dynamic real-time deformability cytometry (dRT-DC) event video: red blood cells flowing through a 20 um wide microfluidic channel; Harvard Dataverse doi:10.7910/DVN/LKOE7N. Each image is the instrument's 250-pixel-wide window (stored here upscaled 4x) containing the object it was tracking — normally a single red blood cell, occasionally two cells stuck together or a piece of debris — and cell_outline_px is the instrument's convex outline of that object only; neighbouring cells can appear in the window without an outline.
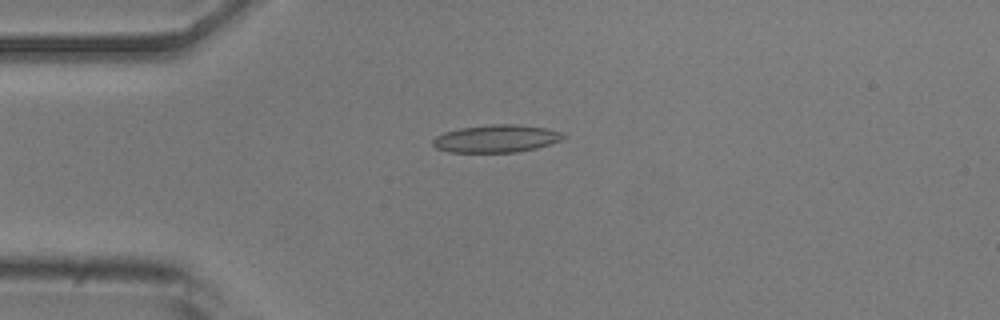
{"species": "common noctule bat (a hibernating species)", "species_latin": "Nyctalus noctula", "temperature_condition": "room temperature", "stored_images_in_passage": 53, "camera_frame_rate_fps": 3000, "um_per_image_px": 0.085, "animal": {"sex": "male", "body_mass_g": 20.5, "forearm_length_mm": 52.5}, "frame": {"image": 1, "passage_image": 13, "time_ms": 4.0, "image_size_px": [1000, 320], "cell_outline_px": [[564, 136], [560, 140], [536, 148], [516, 152], [448, 152], [436, 148], [432, 144], [432, 140], [436, 136], [444, 132], [460, 128], [492, 124], [516, 124], [544, 128], [560, 132]], "centroid_in_image_um": [42.11, 11.78], "position_along_channel_um": 42.9, "area_um2": 20.75}}
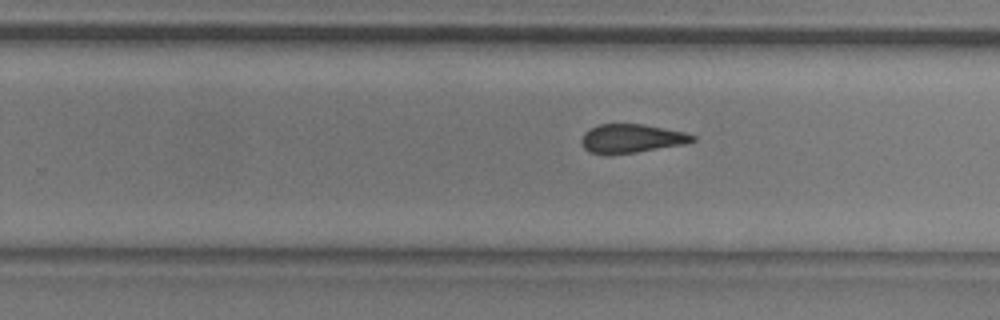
{"frame": {"image": 2, "passage_image": 33, "time_ms": 10.667, "image_size_px": [1000, 320], "cell_outline_px": [[696, 140], [684, 144], [636, 152], [608, 156], [588, 152], [584, 148], [580, 140], [584, 132], [588, 128], [600, 124], [644, 124], [684, 132], [696, 136]], "centroid_in_image_um": [53.62, 11.78], "position_along_channel_um": 276.2, "area_um2": 18.9}}
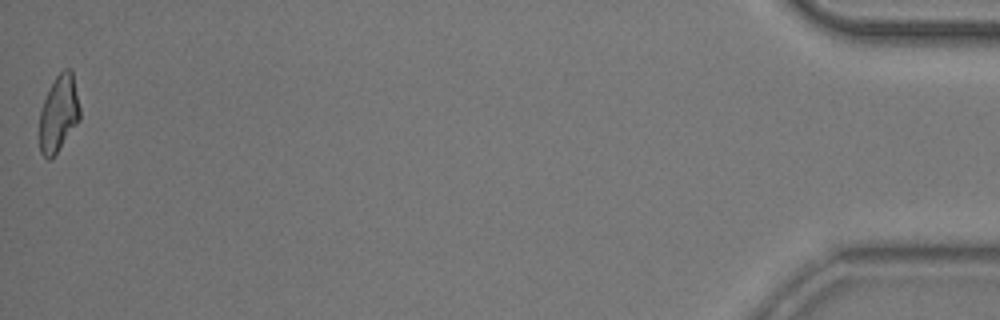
{"frame": {"image": 3, "passage_image": 53, "time_ms": 17.333, "image_size_px": [1000, 320], "cell_outline_px": [[80, 120], [56, 152], [48, 160], [40, 152], [40, 108], [56, 76], [64, 68], [72, 68], [80, 108]], "centroid_in_image_um": [5.0, 9.61], "position_along_channel_um": 430.2, "area_um2": 17.8}, "authors_computed_cell_mechanics": {"area_um2": 19.5942, "velocity_mm_per_s": 3.7806, "shape_relaxation_time_tau1_ms": null, "shape_relaxation_time_tau2_ms": 1.7613, "deformation_change_tau1": null, "deformation_change_tau2": 0.1031}}